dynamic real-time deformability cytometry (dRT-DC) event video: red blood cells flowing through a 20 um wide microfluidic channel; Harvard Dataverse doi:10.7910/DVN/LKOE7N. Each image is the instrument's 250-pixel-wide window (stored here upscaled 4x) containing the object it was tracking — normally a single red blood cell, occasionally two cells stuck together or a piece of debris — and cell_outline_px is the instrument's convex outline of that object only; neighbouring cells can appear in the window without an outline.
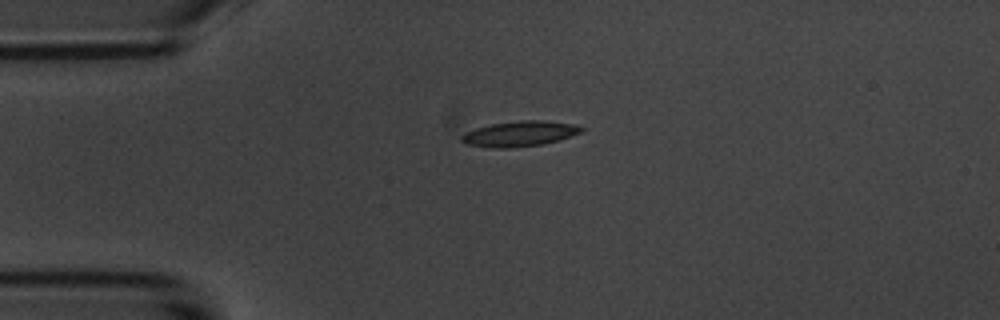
{"species": "common noctule bat (a hibernating species)", "species_latin": "Nyctalus noctula", "temperature_condition": "room temperature", "stored_images_in_passage": 2, "camera_frame_rate_fps": 3000, "um_per_image_px": 0.085, "animal": {"sex": "male", "body_mass_g": 20.1, "forearm_length_mm": 53.5}, "frame": {"image": 1, "passage_image": 1, "time_ms": 0.0, "image_size_px": [1000, 320], "cell_outline_px": [[584, 132], [560, 140], [544, 144], [508, 148], [488, 148], [464, 144], [460, 140], [460, 136], [464, 132], [476, 128], [492, 124], [520, 120], [544, 120], [572, 124], [584, 128]], "centroid_in_image_um": [44.15, 11.38], "position_along_channel_um": 40.8, "area_um2": 17.98}}